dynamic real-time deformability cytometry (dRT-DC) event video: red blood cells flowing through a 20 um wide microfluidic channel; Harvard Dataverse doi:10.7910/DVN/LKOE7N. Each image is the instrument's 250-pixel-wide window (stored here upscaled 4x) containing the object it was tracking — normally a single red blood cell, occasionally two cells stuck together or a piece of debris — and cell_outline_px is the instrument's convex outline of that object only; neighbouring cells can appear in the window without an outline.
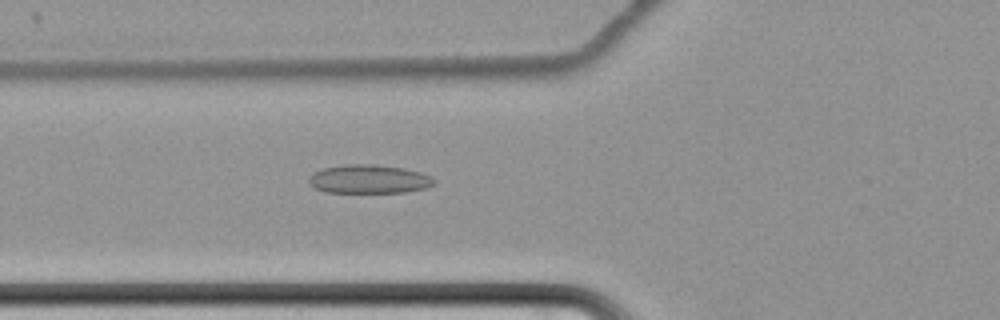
{"species": "common noctule bat (a hibernating species)", "species_latin": "Nyctalus noctula", "temperature_condition": "cold", "stored_images_in_passage": 64, "camera_frame_rate_fps": 3000, "um_per_image_px": 0.085, "animal": {"sex": "female", "body_mass_g": 22.7, "forearm_length_mm": 54.2}, "frame": {"image": 1, "passage_image": 27, "time_ms": 8.667, "image_size_px": [1000, 320], "cell_outline_px": [[436, 184], [428, 188], [404, 192], [324, 192], [312, 188], [308, 184], [308, 176], [324, 168], [348, 164], [372, 164], [404, 168], [420, 172], [432, 176], [436, 180]], "centroid_in_image_um": [31.38, 15.23], "position_along_channel_um": 94.4, "area_um2": 21.15}}
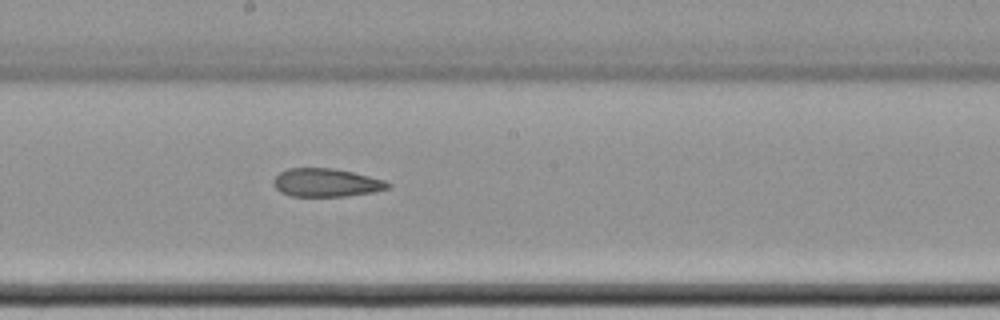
{"frame": {"image": 2, "passage_image": 38, "time_ms": 12.333, "image_size_px": [1000, 320], "cell_outline_px": [[392, 184], [388, 188], [372, 192], [348, 196], [292, 196], [280, 192], [272, 184], [272, 180], [280, 172], [288, 168], [332, 168], [352, 172], [384, 180]], "centroid_in_image_um": [27.69, 15.52], "position_along_channel_um": 220.5, "area_um2": 18.79}}
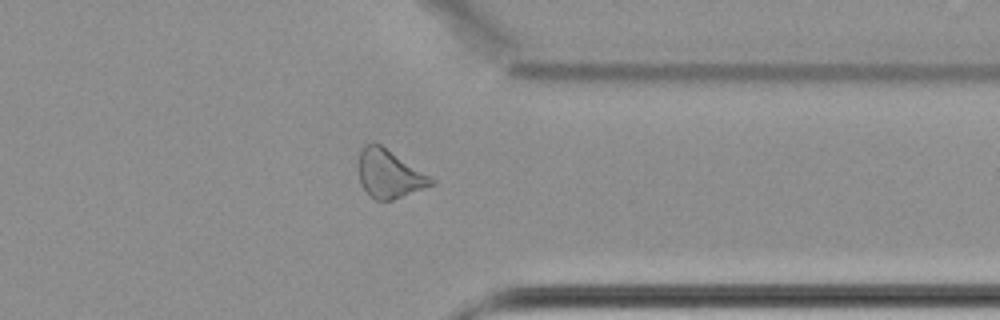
{"frame": {"image": 3, "passage_image": 52, "time_ms": 17.0, "image_size_px": [1000, 320], "cell_outline_px": [[436, 184], [392, 200], [376, 200], [360, 184], [356, 164], [360, 152], [364, 144], [380, 144], [436, 180]], "centroid_in_image_um": [33.06, 14.78], "position_along_channel_um": 378.3, "area_um2": 20.35}, "authors_computed_cell_mechanics": {"area_um2": 22.1374, "velocity_mm_per_s": 3.4375, "shape_relaxation_time_tau1_ms": null, "shape_relaxation_time_tau2_ms": 8.3652, "deformation_change_tau1": null, "deformation_change_tau2": 0.1739}}